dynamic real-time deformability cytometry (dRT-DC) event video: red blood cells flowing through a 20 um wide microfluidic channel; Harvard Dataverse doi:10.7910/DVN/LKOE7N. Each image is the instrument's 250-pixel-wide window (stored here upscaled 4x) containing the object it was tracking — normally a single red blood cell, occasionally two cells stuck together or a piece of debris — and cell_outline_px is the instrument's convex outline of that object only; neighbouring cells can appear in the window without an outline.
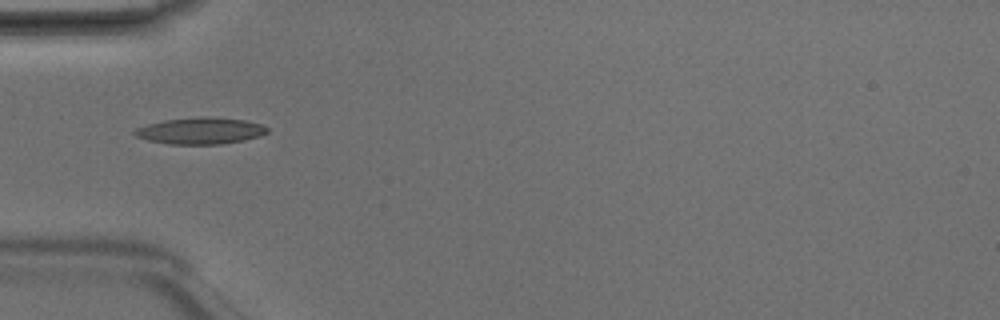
{"species": "Egyptian fruit bat (a non-hibernating species)", "species_latin": "Rousettus aegyptiacus", "temperature_condition": "room temperature", "stored_images_in_passage": 1, "camera_frame_rate_fps": 3000, "um_per_image_px": 0.085, "animal": {"sex": "male"}, "frame": {"image": 1, "passage_image": 1, "time_ms": 0.0, "image_size_px": [1000, 320], "cell_outline_px": [[268, 132], [260, 136], [244, 140], [220, 144], [168, 144], [148, 140], [136, 136], [132, 132], [136, 128], [148, 124], [164, 120], [200, 116], [204, 116], [244, 120], [264, 124], [268, 128]], "centroid_in_image_um": [17.05, 11.11], "position_along_channel_um": 67.9, "area_um2": 20.58}}